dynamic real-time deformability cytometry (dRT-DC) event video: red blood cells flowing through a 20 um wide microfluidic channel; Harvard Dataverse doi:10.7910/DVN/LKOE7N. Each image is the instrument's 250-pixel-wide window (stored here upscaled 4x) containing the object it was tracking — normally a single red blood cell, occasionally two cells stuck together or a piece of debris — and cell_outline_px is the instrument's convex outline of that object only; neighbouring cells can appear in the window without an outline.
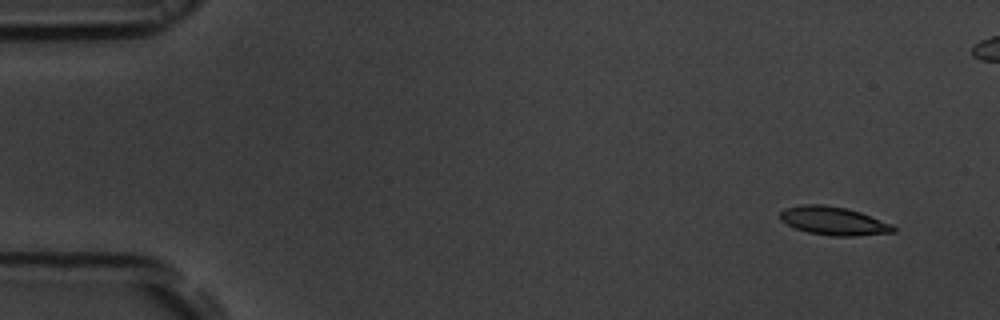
{"species": "common noctule bat (a hibernating species)", "species_latin": "Nyctalus noctula", "temperature_condition": "room temperature", "stored_images_in_passage": 30, "camera_frame_rate_fps": 3000, "um_per_image_px": 0.085, "animal": {"sex": "male", "body_mass_g": 19.5, "forearm_length_mm": 54.6}, "frame": {"image": 1, "passage_image": 1, "time_ms": 0.0, "image_size_px": [1000, 320], "cell_outline_px": [[896, 232], [852, 236], [832, 236], [808, 232], [796, 228], [780, 220], [780, 212], [784, 208], [804, 204], [820, 204], [848, 208], [860, 212], [892, 224], [896, 228]], "centroid_in_image_um": [70.86, 18.77], "position_along_channel_um": 14.1, "area_um2": 18.67}}
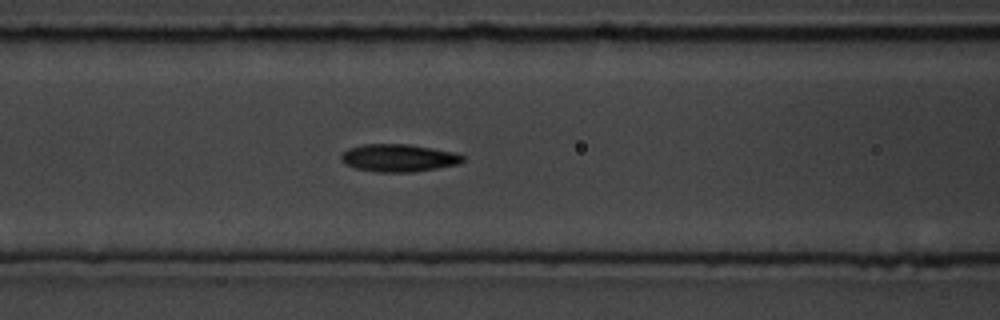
{"frame": {"image": 2, "passage_image": 20, "time_ms": 6.333, "image_size_px": [1000, 320], "cell_outline_px": [[464, 160], [460, 164], [412, 172], [376, 172], [356, 168], [344, 164], [340, 160], [340, 156], [348, 148], [364, 144], [412, 144], [456, 152], [464, 156]], "centroid_in_image_um": [33.89, 13.42], "position_along_channel_um": 132.7, "area_um2": 19.77}}
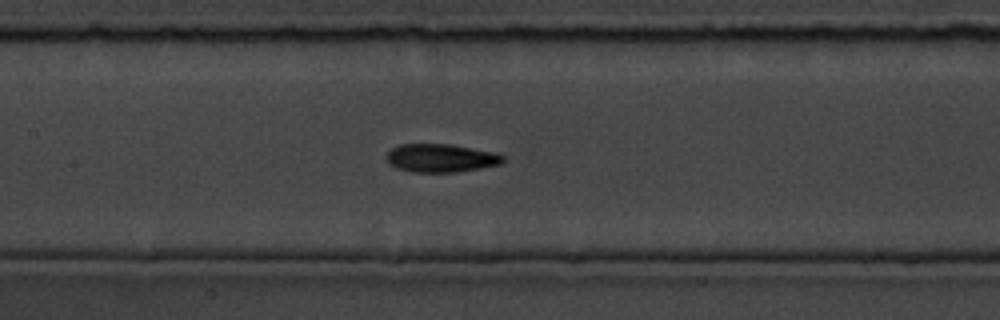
{"frame": {"image": 3, "passage_image": 23, "time_ms": 7.333, "image_size_px": [1000, 320], "cell_outline_px": [[504, 160], [500, 164], [480, 168], [456, 172], [412, 172], [396, 168], [388, 164], [388, 152], [392, 148], [400, 144], [452, 144], [496, 152], [504, 156]], "centroid_in_image_um": [37.49, 13.43], "position_along_channel_um": 169.9, "area_um2": 19.25}}